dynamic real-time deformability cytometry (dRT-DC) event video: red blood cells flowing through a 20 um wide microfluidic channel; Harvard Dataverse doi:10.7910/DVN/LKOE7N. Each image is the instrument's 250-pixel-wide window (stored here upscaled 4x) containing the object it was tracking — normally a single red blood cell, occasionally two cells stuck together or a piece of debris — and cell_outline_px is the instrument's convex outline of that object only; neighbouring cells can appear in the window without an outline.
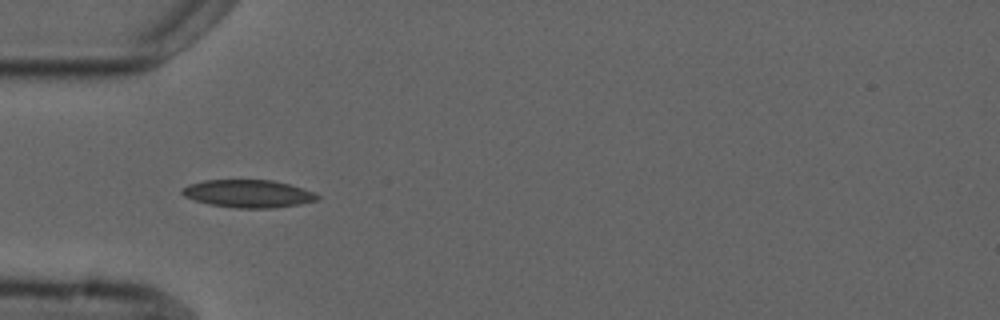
{"species": "common noctule bat (a hibernating species)", "species_latin": "Nyctalus noctula", "temperature_condition": "cold", "stored_images_in_passage": 5, "camera_frame_rate_fps": 3000, "um_per_image_px": 0.085, "animal": {"sex": "male", "forearm_length_mm": 52.5}, "frame": {"image": 1, "passage_image": 4, "time_ms": 3.333, "image_size_px": [1000, 320], "cell_outline_px": [[320, 200], [300, 204], [276, 208], [236, 208], [208, 204], [184, 196], [180, 192], [188, 184], [204, 180], [272, 180], [288, 184], [312, 192], [320, 196]], "centroid_in_image_um": [21.1, 16.47], "position_along_channel_um": 63.9, "area_um2": 21.79}}
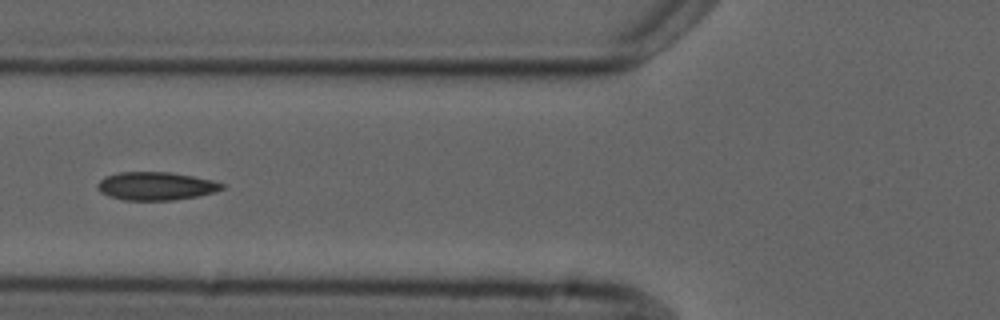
{"frame": {"image": 2, "passage_image": 5, "time_ms": 4.667, "image_size_px": [1000, 320], "cell_outline_px": [[224, 188], [216, 192], [196, 196], [172, 200], [124, 200], [108, 196], [100, 192], [96, 188], [96, 184], [104, 176], [120, 172], [168, 172], [192, 176], [212, 180], [224, 184]], "centroid_in_image_um": [13.21, 15.81], "position_along_channel_um": 112.6, "area_um2": 20.46}}